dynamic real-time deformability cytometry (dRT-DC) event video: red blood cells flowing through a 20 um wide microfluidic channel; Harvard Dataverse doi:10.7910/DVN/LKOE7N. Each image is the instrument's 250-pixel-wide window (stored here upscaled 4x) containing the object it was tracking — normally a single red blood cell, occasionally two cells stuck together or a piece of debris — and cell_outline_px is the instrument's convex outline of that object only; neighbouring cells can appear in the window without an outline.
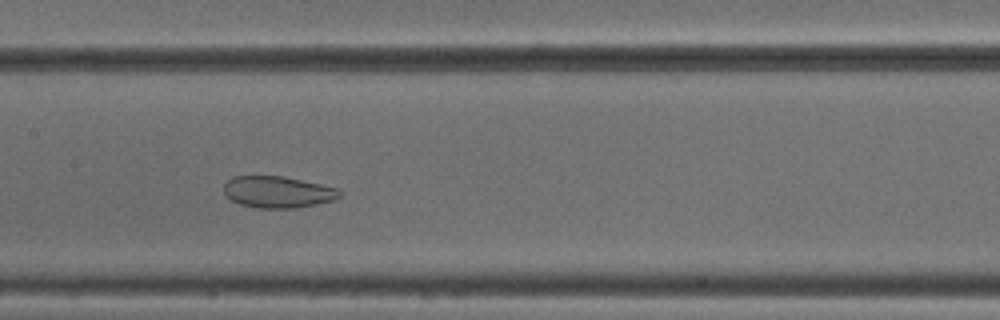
{"species": "common noctule bat (a hibernating species)", "species_latin": "Nyctalus noctula", "temperature_condition": "cold", "stored_images_in_passage": 49, "camera_frame_rate_fps": 3000, "um_per_image_px": 0.085, "animal": {"sex": "male", "body_mass_g": 18.8}, "frame": {"image": 1, "passage_image": 23, "time_ms": 7.333, "image_size_px": [1000, 320], "cell_outline_px": [[340, 196], [332, 200], [296, 208], [256, 208], [240, 204], [232, 200], [224, 192], [224, 184], [232, 176], [284, 176], [340, 188]], "centroid_in_image_um": [23.61, 16.31], "position_along_channel_um": 183.8, "area_um2": 21.27}}
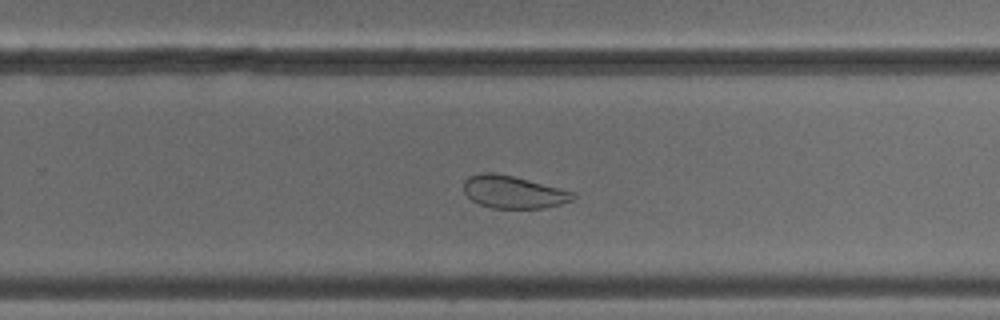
{"frame": {"image": 2, "passage_image": 31, "time_ms": 10.0, "image_size_px": [1000, 320], "cell_outline_px": [[576, 196], [572, 200], [560, 204], [544, 208], [492, 208], [480, 204], [472, 200], [464, 192], [464, 180], [468, 176], [480, 172], [492, 172], [512, 176], [576, 192]], "centroid_in_image_um": [43.62, 16.32], "position_along_channel_um": 286.2, "area_um2": 20.69}}
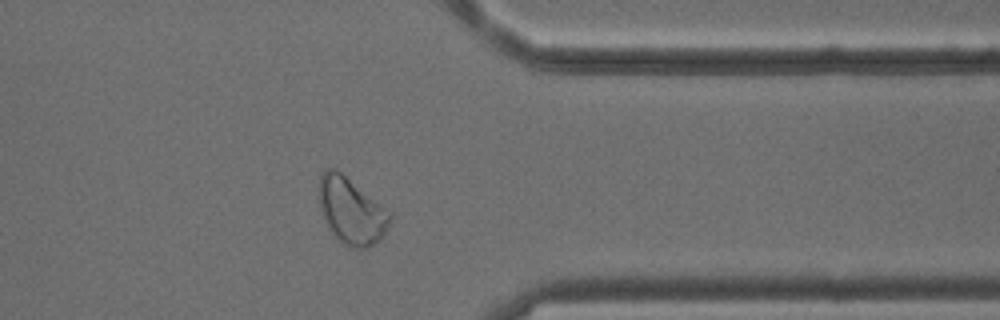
{"frame": {"image": 3, "passage_image": 39, "time_ms": 12.667, "image_size_px": [1000, 320], "cell_outline_px": [[392, 216], [384, 236], [380, 240], [364, 248], [348, 248], [328, 228], [324, 220], [320, 208], [320, 176], [324, 168], [332, 168], [340, 172], [392, 212]], "centroid_in_image_um": [29.88, 17.94], "position_along_channel_um": 381.5, "area_um2": 27.22}, "authors_computed_cell_mechanics": {"area_um2": 28.2064, "velocity_mm_per_s": 3.8471, "shape_relaxation_time_tau1_ms": null, "shape_relaxation_time_tau2_ms": 1.8963, "deformation_change_tau1": null, "deformation_change_tau2": 0.0765}}